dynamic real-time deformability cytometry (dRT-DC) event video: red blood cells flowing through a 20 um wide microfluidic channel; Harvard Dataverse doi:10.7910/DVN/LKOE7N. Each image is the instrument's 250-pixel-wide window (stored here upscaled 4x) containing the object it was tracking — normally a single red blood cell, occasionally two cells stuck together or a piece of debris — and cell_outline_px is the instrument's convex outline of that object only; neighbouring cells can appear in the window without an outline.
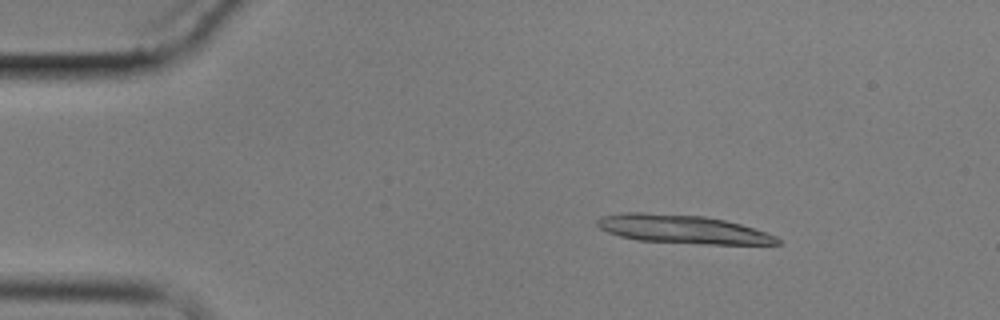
{"species": "common noctule bat (a hibernating species)", "species_latin": "Nyctalus noctula", "temperature_condition": "cold", "stored_images_in_passage": 4, "camera_frame_rate_fps": 3000, "um_per_image_px": 0.085, "animal": {"sex": "male", "body_mass_g": 17.9}, "frame": {"image": 1, "passage_image": 2, "time_ms": 1.0, "image_size_px": [1000, 320], "cell_outline_px": [[780, 244], [700, 244], [636, 240], [620, 236], [608, 232], [600, 228], [596, 224], [596, 220], [600, 216], [624, 212], [644, 212], [704, 216], [724, 220], [740, 224], [776, 236], [780, 240]], "centroid_in_image_um": [57.96, 19.48], "position_along_channel_um": 27.0, "area_um2": 29.88}}